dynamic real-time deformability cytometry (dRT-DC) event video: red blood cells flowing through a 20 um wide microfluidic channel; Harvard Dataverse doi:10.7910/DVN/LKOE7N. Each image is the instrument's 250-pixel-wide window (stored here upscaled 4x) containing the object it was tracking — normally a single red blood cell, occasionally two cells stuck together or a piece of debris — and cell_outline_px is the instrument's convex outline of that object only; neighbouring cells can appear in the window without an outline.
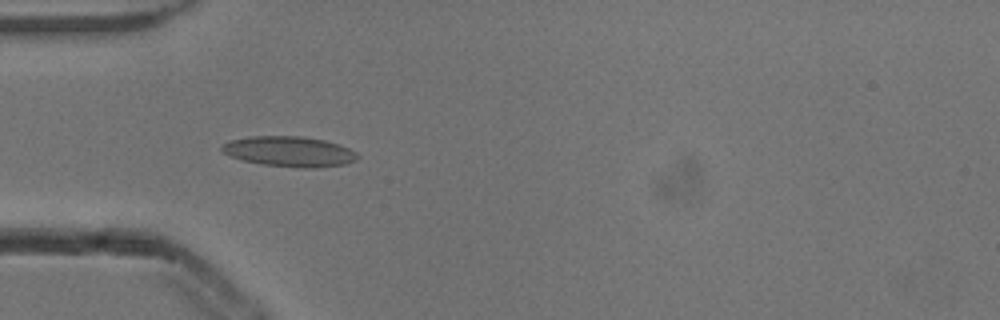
{"species": "common noctule bat (a hibernating species)", "species_latin": "Nyctalus noctula", "temperature_condition": "cold", "stored_images_in_passage": 38, "camera_frame_rate_fps": 3000, "um_per_image_px": 0.085, "animal": {"sex": "male", "body_mass_g": 13.3}, "frame": {"image": 1, "passage_image": 1, "time_ms": 0.0, "image_size_px": [1000, 320], "cell_outline_px": [[360, 156], [356, 160], [344, 164], [316, 168], [300, 168], [260, 164], [244, 160], [232, 156], [224, 152], [220, 148], [224, 144], [232, 140], [252, 136], [300, 136], [324, 140], [348, 148], [356, 152]], "centroid_in_image_um": [24.63, 12.89], "position_along_channel_um": 60.4, "area_um2": 23.7}}
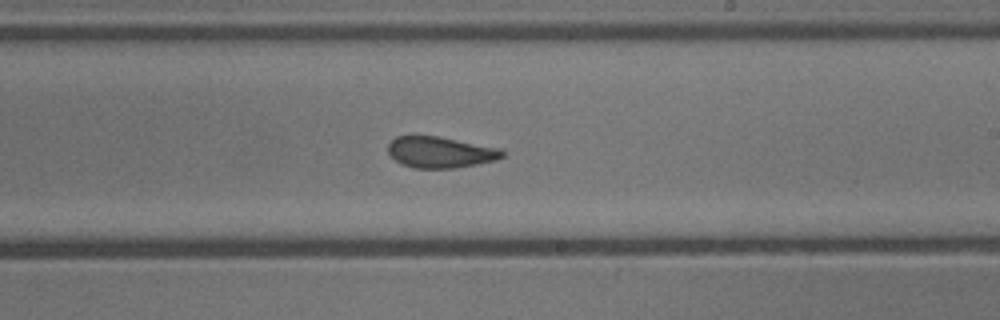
{"frame": {"image": 2, "passage_image": 16, "time_ms": 5.0, "image_size_px": [1000, 320], "cell_outline_px": [[504, 156], [496, 160], [476, 164], [452, 168], [412, 168], [400, 164], [388, 152], [388, 144], [396, 136], [436, 136], [500, 148], [504, 152]], "centroid_in_image_um": [37.41, 12.94], "position_along_channel_um": 251.6, "area_um2": 20.58}}
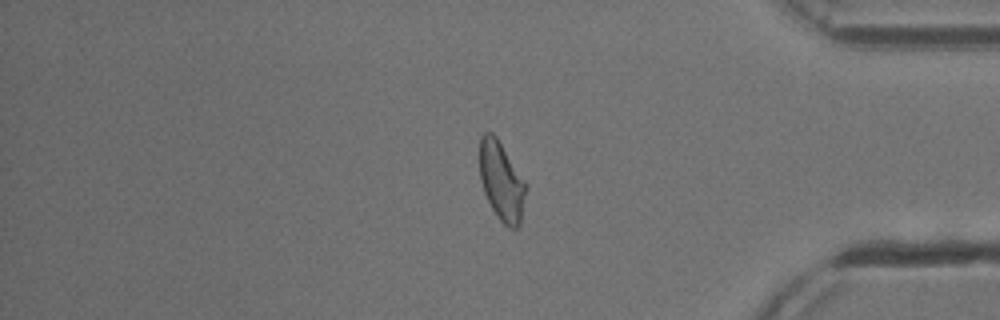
{"frame": {"image": 3, "passage_image": 29, "time_ms": 9.333, "image_size_px": [1000, 320], "cell_outline_px": [[528, 188], [520, 224], [516, 228], [508, 228], [500, 220], [492, 208], [484, 192], [480, 180], [480, 136], [484, 132], [492, 132], [496, 136], [528, 184]], "centroid_in_image_um": [42.66, 15.4], "position_along_channel_um": 392.5, "area_um2": 21.5}, "authors_computed_cell_mechanics": {"area_um2": 21.6172, "velocity_mm_per_s": 3.8647, "shape_relaxation_time_tau1_ms": 4.777, "shape_relaxation_time_tau2_ms": 1.6487, "deformation_change_tau1": 0.1172, "deformation_change_tau2": 0.0729}}